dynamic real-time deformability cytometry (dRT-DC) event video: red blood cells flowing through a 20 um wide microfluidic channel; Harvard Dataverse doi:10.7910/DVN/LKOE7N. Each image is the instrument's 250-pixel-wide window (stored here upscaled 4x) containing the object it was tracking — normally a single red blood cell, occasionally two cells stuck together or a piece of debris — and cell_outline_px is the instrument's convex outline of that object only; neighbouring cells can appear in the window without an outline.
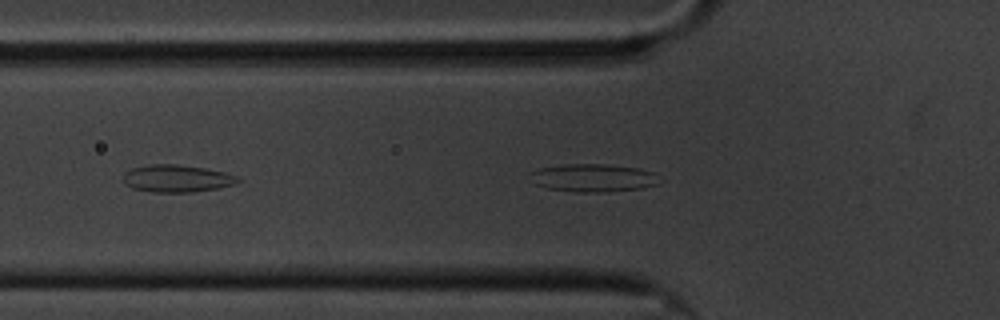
{"species": "common noctule bat (a hibernating species)", "species_latin": "Nyctalus noctula", "temperature_condition": "cold", "stored_images_in_passage": 40, "camera_frame_rate_fps": 3000, "um_per_image_px": 0.085, "animal": {"sex": "male", "body_mass_g": 20.1, "forearm_length_mm": 53.5}, "frame": {"image": 1, "passage_image": 6, "time_ms": 1.667, "image_size_px": [1000, 320], "cell_outline_px": [[664, 180], [660, 184], [640, 188], [608, 192], [572, 192], [548, 188], [536, 184], [528, 172], [540, 168], [564, 164], [608, 164], [640, 168], [652, 172]], "centroid_in_image_um": [50.48, 15.12], "position_along_channel_um": 75.3, "area_um2": 21.33}}
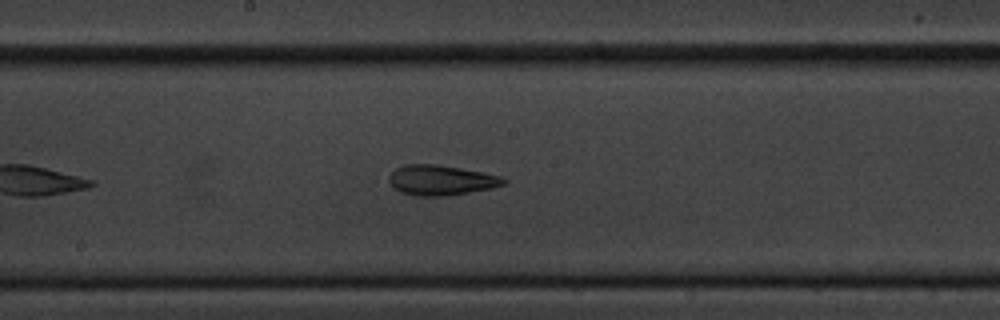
{"frame": {"image": 2, "passage_image": 18, "time_ms": 5.667, "image_size_px": [1000, 320], "cell_outline_px": [[508, 180], [504, 184], [492, 188], [448, 196], [416, 196], [400, 192], [392, 188], [388, 180], [388, 176], [396, 168], [404, 164], [436, 164], [460, 168], [504, 176]], "centroid_in_image_um": [37.48, 15.32], "position_along_channel_um": 210.7, "area_um2": 20.4}}
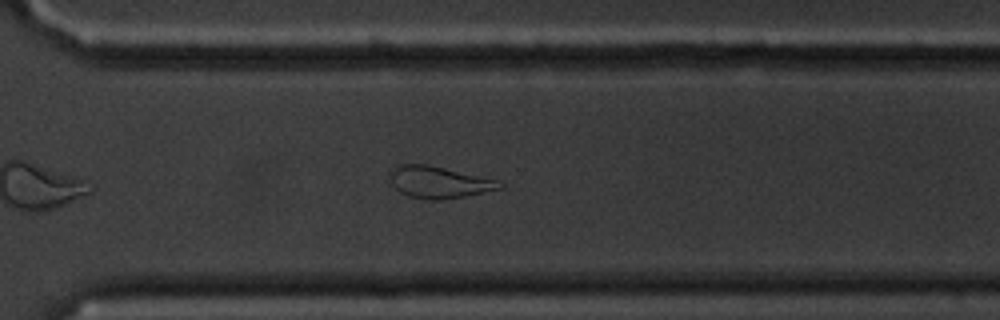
{"frame": {"image": 3, "passage_image": 29, "time_ms": 9.333, "image_size_px": [1000, 320], "cell_outline_px": [[504, 188], [464, 196], [440, 200], [428, 200], [408, 196], [400, 192], [392, 184], [388, 168], [396, 164], [428, 164], [496, 180], [504, 184]], "centroid_in_image_um": [37.25, 15.48], "position_along_channel_um": 333.4, "area_um2": 20.4}, "authors_computed_cell_mechanics": {"area_um2": 20.6346, "velocity_mm_per_s": 3.3551, "shape_relaxation_time_tau1_ms": null, "shape_relaxation_time_tau2_ms": 3.4435, "deformation_change_tau1": null, "deformation_change_tau2": 0.1225}}